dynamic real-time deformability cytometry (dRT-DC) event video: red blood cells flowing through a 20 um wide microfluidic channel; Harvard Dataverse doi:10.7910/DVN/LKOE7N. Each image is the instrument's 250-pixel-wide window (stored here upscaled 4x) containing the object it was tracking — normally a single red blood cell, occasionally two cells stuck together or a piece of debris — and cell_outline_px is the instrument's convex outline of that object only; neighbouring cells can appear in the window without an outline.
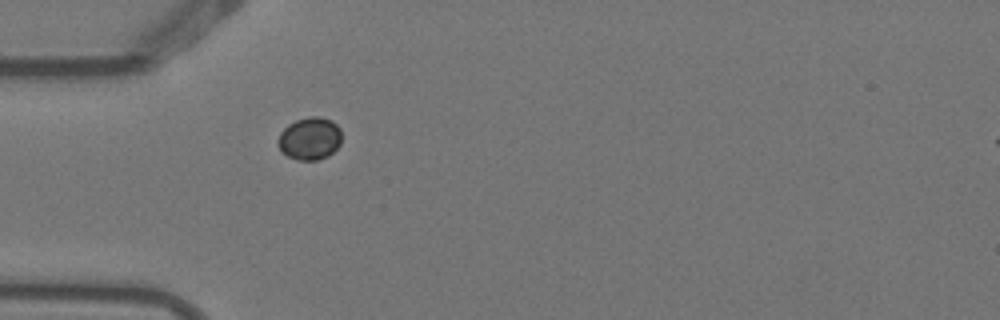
{"species": "Egyptian fruit bat (a non-hibernating species)", "species_latin": "Rousettus aegyptiacus", "temperature_condition": "warm", "stored_images_in_passage": 1, "camera_frame_rate_fps": 3000, "um_per_image_px": 0.085, "animal": {"sex": "female"}, "frame": {"image": 1, "passage_image": 1, "time_ms": 0.0, "image_size_px": [1000, 320], "cell_outline_px": [[340, 144], [328, 156], [316, 160], [296, 160], [280, 152], [276, 144], [276, 140], [280, 132], [288, 124], [296, 120], [312, 116], [320, 116], [332, 120], [340, 128]], "centroid_in_image_um": [26.28, 11.78], "position_along_channel_um": 58.7, "area_um2": 16.01}}